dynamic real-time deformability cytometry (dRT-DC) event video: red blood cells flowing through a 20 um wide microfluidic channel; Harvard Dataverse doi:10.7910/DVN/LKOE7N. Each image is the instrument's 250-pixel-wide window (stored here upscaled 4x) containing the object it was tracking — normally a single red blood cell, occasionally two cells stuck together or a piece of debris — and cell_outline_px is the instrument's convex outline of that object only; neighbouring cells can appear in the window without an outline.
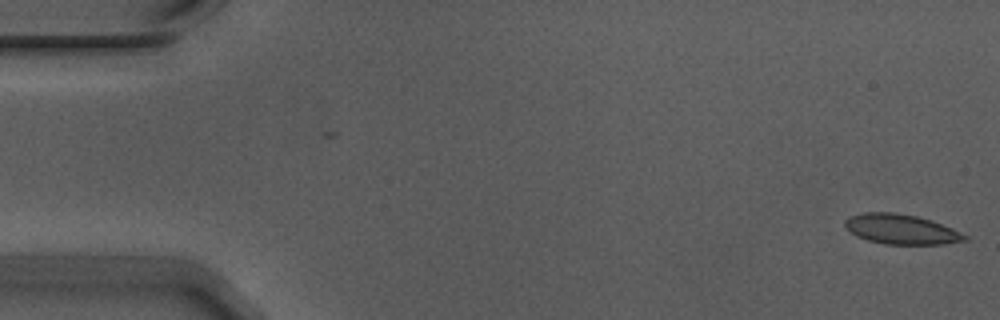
{"species": "Egyptian fruit bat (a non-hibernating species)", "species_latin": "Rousettus aegyptiacus", "temperature_condition": "warm", "stored_images_in_passage": 55, "camera_frame_rate_fps": 3000, "um_per_image_px": 0.085, "animal": {"sex": "male"}, "frame": {"image": 1, "passage_image": 1, "time_ms": 0.0, "image_size_px": [1000, 320], "cell_outline_px": [[968, 240], [944, 244], [884, 244], [868, 240], [856, 236], [844, 224], [844, 220], [848, 216], [864, 212], [896, 212], [916, 216], [932, 220], [952, 228], [968, 236]], "centroid_in_image_um": [76.6, 19.48], "position_along_channel_um": 8.4, "area_um2": 20.92}}
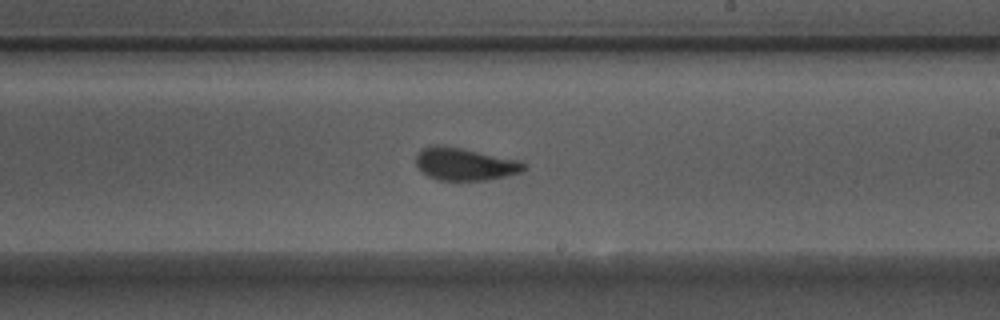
{"frame": {"image": 2, "passage_image": 32, "time_ms": 10.333, "image_size_px": [1000, 320], "cell_outline_px": [[528, 168], [520, 172], [488, 180], [440, 180], [428, 176], [416, 164], [416, 152], [420, 148], [432, 144], [440, 144], [520, 160], [528, 164]], "centroid_in_image_um": [39.51, 13.93], "position_along_channel_um": 249.5, "area_um2": 20.58}}
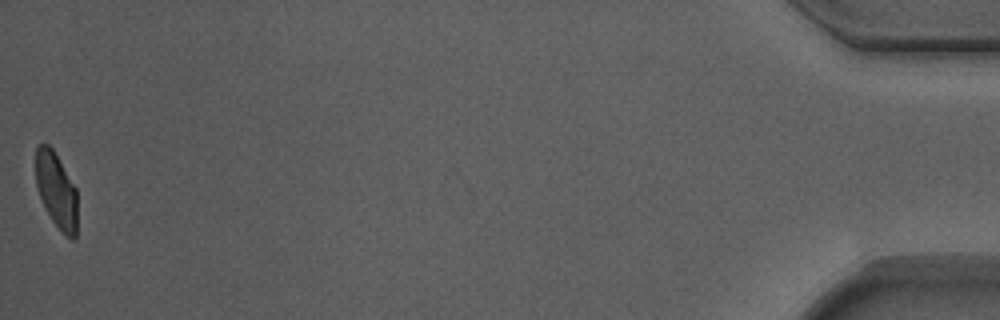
{"frame": {"image": 3, "passage_image": 55, "time_ms": 18.0, "image_size_px": [1000, 320], "cell_outline_px": [[76, 236], [72, 240], [64, 236], [52, 220], [40, 196], [36, 184], [36, 148], [40, 144], [48, 144], [52, 148], [76, 188]], "centroid_in_image_um": [4.79, 16.19], "position_along_channel_um": 430.4, "area_um2": 18.03}, "authors_computed_cell_mechanics": {"area_um2": 20.5768, "velocity_mm_per_s": 3.7085, "shape_relaxation_time_tau1_ms": 6.408, "shape_relaxation_time_tau2_ms": 0.8585, "deformation_change_tau1": 0.1653, "deformation_change_tau2": 0.0515}}